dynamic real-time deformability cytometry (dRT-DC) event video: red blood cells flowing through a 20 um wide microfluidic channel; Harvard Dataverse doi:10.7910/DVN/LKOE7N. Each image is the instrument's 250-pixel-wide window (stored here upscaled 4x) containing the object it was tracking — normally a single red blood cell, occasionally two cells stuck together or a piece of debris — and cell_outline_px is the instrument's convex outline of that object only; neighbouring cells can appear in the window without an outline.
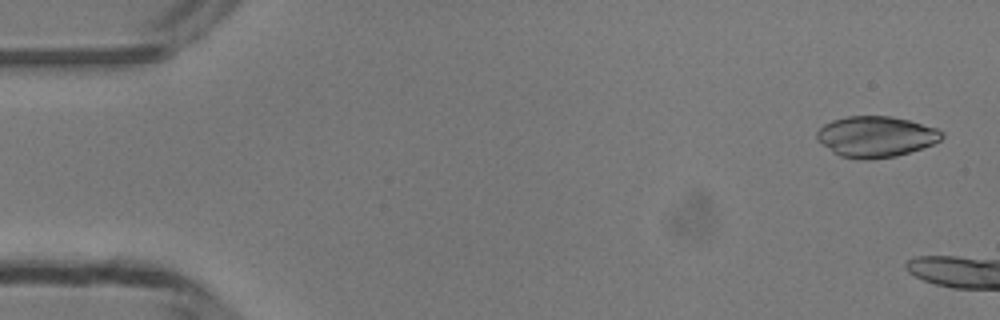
{"species": "common noctule bat (a hibernating species)", "species_latin": "Nyctalus noctula", "temperature_condition": "room temperature", "stored_images_in_passage": 7, "camera_frame_rate_fps": 3000, "um_per_image_px": 0.085, "animal": {"sex": "male", "body_mass_g": 13.3}, "frame": {"image": 1, "passage_image": 2, "time_ms": 0.333, "image_size_px": [1000, 320], "cell_outline_px": [[944, 136], [940, 140], [932, 144], [896, 156], [872, 160], [856, 160], [840, 156], [832, 152], [816, 140], [816, 132], [824, 124], [832, 120], [848, 116], [892, 116], [908, 120], [936, 128], [944, 132]], "centroid_in_image_um": [74.41, 11.62], "position_along_channel_um": 10.6, "area_um2": 29.94}}